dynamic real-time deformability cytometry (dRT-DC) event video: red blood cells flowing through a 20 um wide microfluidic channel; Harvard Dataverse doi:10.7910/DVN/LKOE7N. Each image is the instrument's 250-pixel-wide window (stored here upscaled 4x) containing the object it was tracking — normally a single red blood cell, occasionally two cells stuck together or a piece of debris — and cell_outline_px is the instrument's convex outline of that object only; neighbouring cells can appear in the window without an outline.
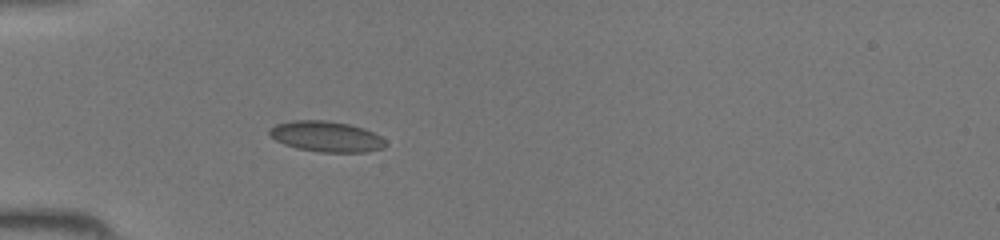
{"species": "common noctule bat (a hibernating species)", "species_latin": "Nyctalus noctula", "temperature_condition": "room temperature", "stored_images_in_passage": 31, "camera_frame_rate_fps": 3000, "um_per_image_px": 0.085, "animal": {"sex": "female", "body_mass_g": 19.5, "forearm_length_mm": 54.1}, "frame": {"image": 1, "passage_image": 1, "time_ms": 0.0, "image_size_px": [1000, 240], "cell_outline_px": [[388, 144], [384, 148], [368, 152], [320, 152], [296, 148], [284, 144], [276, 140], [268, 132], [276, 124], [292, 120], [328, 120], [348, 124], [364, 128], [380, 136]], "centroid_in_image_um": [27.77, 11.61], "position_along_channel_um": 57.2, "area_um2": 20.75}}
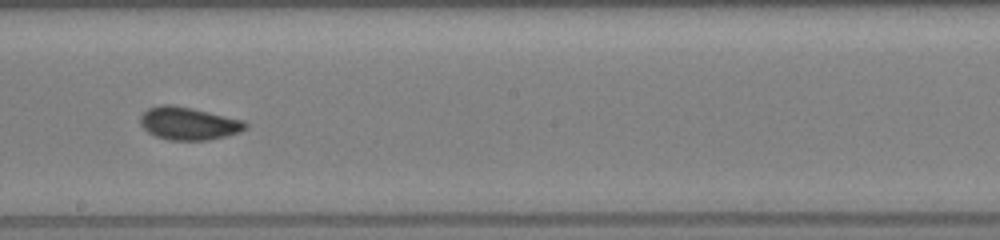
{"frame": {"image": 2, "passage_image": 13, "time_ms": 4.0, "image_size_px": [1000, 240], "cell_outline_px": [[248, 128], [240, 132], [228, 136], [208, 140], [168, 140], [156, 136], [148, 132], [140, 124], [140, 116], [148, 108], [160, 104], [172, 104], [192, 108], [244, 120], [248, 124]], "centroid_in_image_um": [16.05, 10.49], "position_along_channel_um": 232.2, "area_um2": 20.29}}
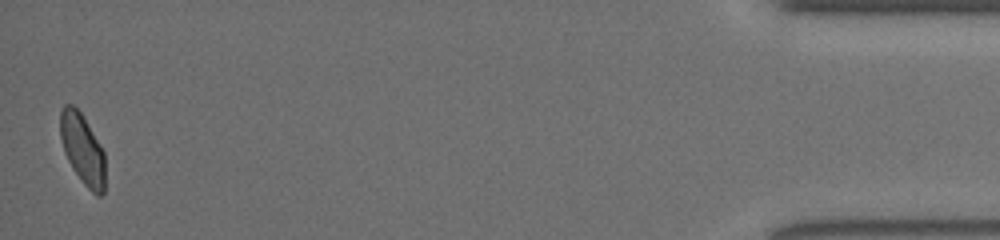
{"frame": {"image": 3, "passage_image": 31, "time_ms": 10.0, "image_size_px": [1000, 240], "cell_outline_px": [[104, 192], [100, 196], [96, 196], [84, 184], [72, 168], [64, 152], [60, 136], [60, 112], [64, 104], [72, 104], [84, 116], [104, 152]], "centroid_in_image_um": [7.0, 12.66], "position_along_channel_um": 428.2, "area_um2": 18.38}}